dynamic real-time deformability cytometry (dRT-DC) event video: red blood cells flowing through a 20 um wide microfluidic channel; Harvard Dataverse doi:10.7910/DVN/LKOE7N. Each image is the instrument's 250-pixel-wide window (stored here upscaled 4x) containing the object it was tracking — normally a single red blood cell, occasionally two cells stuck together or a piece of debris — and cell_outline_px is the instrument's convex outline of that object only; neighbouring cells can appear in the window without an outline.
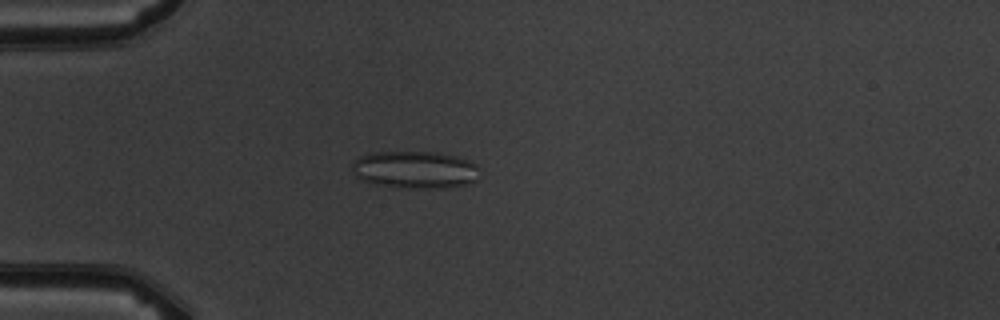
{"species": "common noctule bat (a hibernating species)", "species_latin": "Nyctalus noctula", "temperature_condition": "warm", "stored_images_in_passage": 3, "camera_frame_rate_fps": 3000, "um_per_image_px": 0.085, "animal": {"sex": "male", "body_mass_g": 19.5, "forearm_length_mm": 54.6}, "frame": {"image": 1, "passage_image": 3, "time_ms": 3.0, "image_size_px": [1000, 320], "cell_outline_px": [[480, 176], [476, 180], [468, 184], [444, 188], [408, 188], [376, 184], [360, 180], [356, 176], [352, 168], [352, 164], [360, 156], [368, 152], [436, 152], [456, 156], [468, 160], [476, 164]], "centroid_in_image_um": [35.29, 14.43], "position_along_channel_um": 49.7, "area_um2": 27.92}}